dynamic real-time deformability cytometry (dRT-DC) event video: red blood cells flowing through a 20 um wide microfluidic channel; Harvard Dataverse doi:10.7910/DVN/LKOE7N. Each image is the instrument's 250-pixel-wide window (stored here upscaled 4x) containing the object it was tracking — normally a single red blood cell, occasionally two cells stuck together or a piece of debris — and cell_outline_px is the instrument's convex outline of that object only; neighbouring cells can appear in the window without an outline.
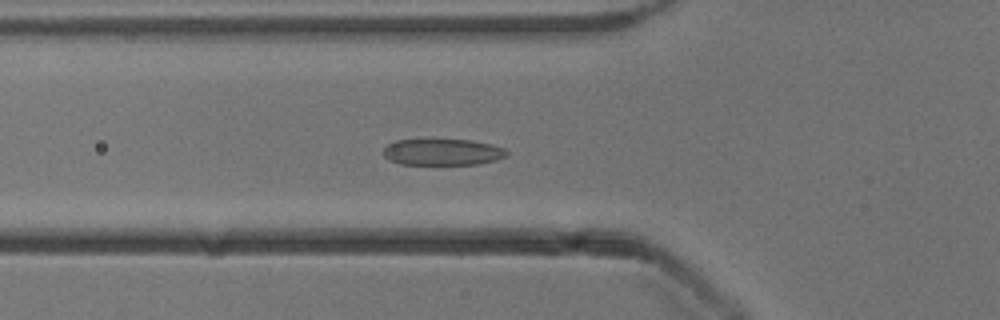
{"species": "common noctule bat (a hibernating species)", "species_latin": "Nyctalus noctula", "temperature_condition": "cold", "stored_images_in_passage": 50, "camera_frame_rate_fps": 3000, "um_per_image_px": 0.085, "animal": {"sex": "male", "body_mass_g": 13.3}, "frame": {"image": 1, "passage_image": 16, "time_ms": 5.0, "image_size_px": [1000, 320], "cell_outline_px": [[508, 156], [496, 160], [476, 164], [400, 164], [384, 156], [384, 148], [388, 144], [396, 140], [472, 140], [492, 144], [504, 148], [508, 152]], "centroid_in_image_um": [37.66, 12.92], "position_along_channel_um": 88.1, "area_um2": 18.84}}
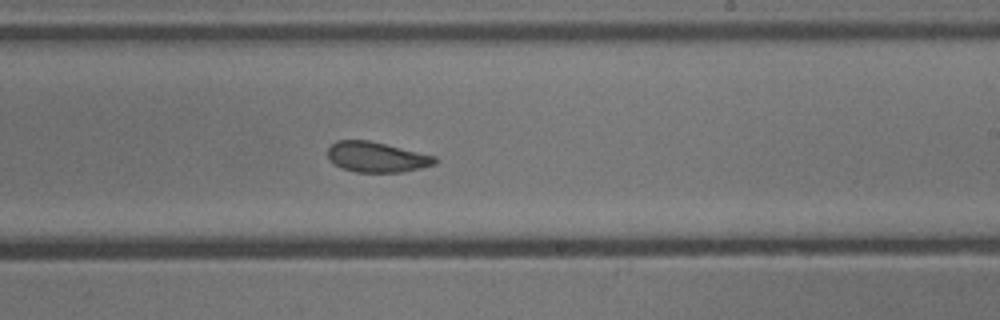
{"frame": {"image": 2, "passage_image": 29, "time_ms": 9.333, "image_size_px": [1000, 320], "cell_outline_px": [[436, 164], [404, 172], [356, 172], [340, 168], [328, 160], [328, 148], [336, 140], [368, 140], [436, 156]], "centroid_in_image_um": [31.98, 13.36], "position_along_channel_um": 257.0, "area_um2": 18.96}}
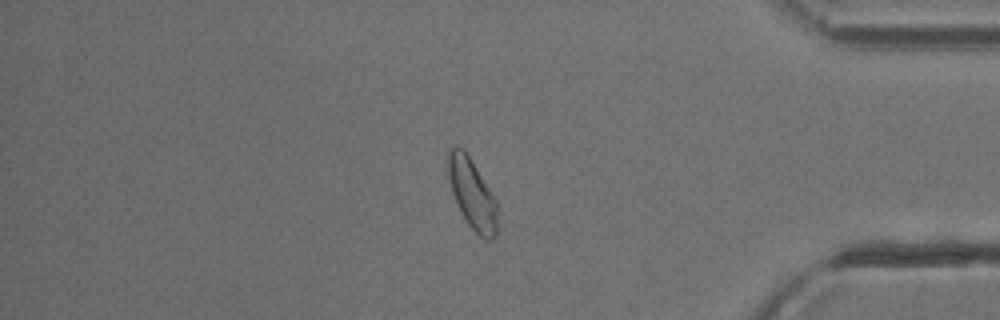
{"frame": {"image": 3, "passage_image": 42, "time_ms": 13.667, "image_size_px": [1000, 320], "cell_outline_px": [[496, 236], [492, 240], [484, 240], [468, 224], [460, 212], [456, 204], [452, 192], [448, 176], [448, 148], [456, 144], [464, 148], [492, 192], [496, 200]], "centroid_in_image_um": [40.11, 16.44], "position_along_channel_um": 395.1, "area_um2": 20.29}, "authors_computed_cell_mechanics": {"area_um2": 20.3456, "velocity_mm_per_s": 3.8833, "shape_relaxation_time_tau1_ms": 3.0349, "shape_relaxation_time_tau2_ms": 2.6339, "deformation_change_tau1": 0.1162, "deformation_change_tau2": 0.0991}}